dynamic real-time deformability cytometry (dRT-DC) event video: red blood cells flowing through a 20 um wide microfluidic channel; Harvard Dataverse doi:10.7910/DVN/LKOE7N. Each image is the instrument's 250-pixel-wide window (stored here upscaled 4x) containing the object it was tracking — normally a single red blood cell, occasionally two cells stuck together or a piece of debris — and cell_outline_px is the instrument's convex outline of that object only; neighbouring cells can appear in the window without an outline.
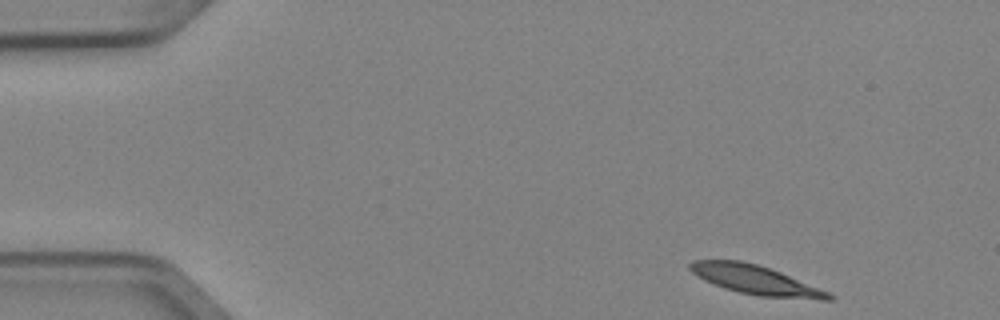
{"species": "Egyptian fruit bat (a non-hibernating species)", "species_latin": "Rousettus aegyptiacus", "temperature_condition": "cold", "stored_images_in_passage": 5, "camera_frame_rate_fps": 3000, "um_per_image_px": 0.085, "animal": {"sex": "female"}, "frame": {"image": 1, "passage_image": 1, "time_ms": 0.0, "image_size_px": [1000, 320], "cell_outline_px": [[836, 296], [832, 300], [820, 300], [760, 296], [740, 292], [724, 288], [704, 280], [696, 276], [688, 268], [688, 264], [692, 260], [740, 260], [756, 264], [780, 272], [828, 292]], "centroid_in_image_um": [64.2, 23.79], "position_along_channel_um": 20.8, "area_um2": 23.35}}
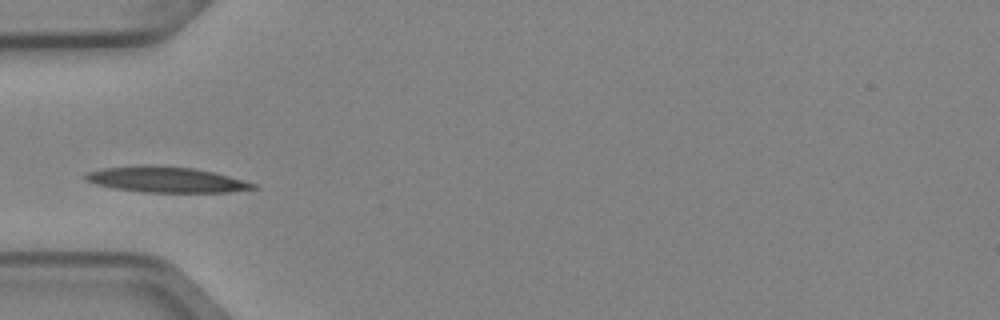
{"frame": {"image": 2, "passage_image": 4, "time_ms": 1.0, "image_size_px": [1000, 320], "cell_outline_px": [[260, 188], [228, 192], [144, 192], [112, 188], [96, 184], [84, 180], [84, 176], [88, 172], [100, 168], [140, 164], [156, 164], [196, 168], [216, 172], [256, 184]], "centroid_in_image_um": [14.1, 15.24], "position_along_channel_um": 70.9, "area_um2": 25.61}}
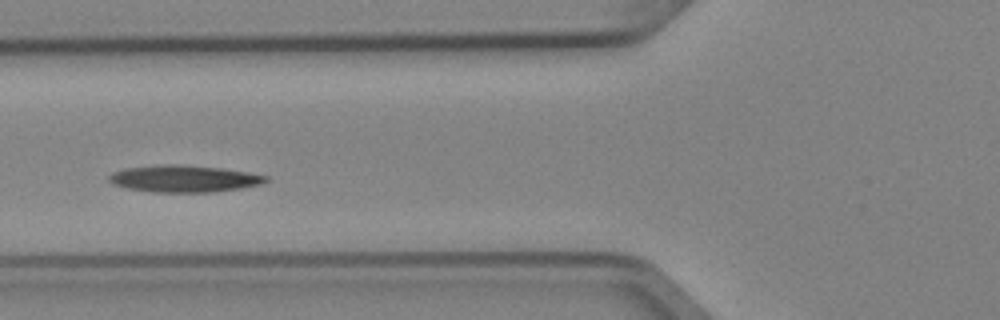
{"frame": {"image": 3, "passage_image": 5, "time_ms": 1.333, "image_size_px": [1000, 320], "cell_outline_px": [[268, 180], [260, 184], [240, 188], [212, 192], [152, 192], [128, 188], [112, 184], [108, 180], [108, 176], [112, 172], [124, 168], [156, 164], [180, 164], [224, 168], [248, 172], [268, 176]], "centroid_in_image_um": [15.6, 15.17], "position_along_channel_um": 110.2, "area_um2": 24.8}}